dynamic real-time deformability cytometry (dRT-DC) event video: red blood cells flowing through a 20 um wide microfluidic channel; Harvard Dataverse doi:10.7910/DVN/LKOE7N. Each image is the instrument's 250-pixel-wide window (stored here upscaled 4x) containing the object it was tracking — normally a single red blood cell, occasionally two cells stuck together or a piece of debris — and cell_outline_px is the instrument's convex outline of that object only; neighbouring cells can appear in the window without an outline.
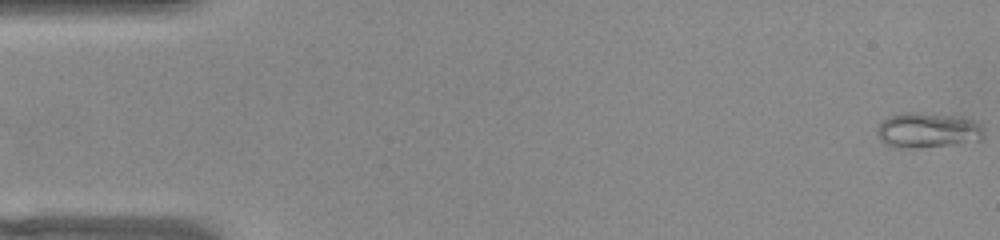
{"species": "common noctule bat (a hibernating species)", "species_latin": "Nyctalus noctula", "temperature_condition": "warm", "stored_images_in_passage": 53, "camera_frame_rate_fps": 3000, "um_per_image_px": 0.085, "animal": {"sex": "female", "body_mass_g": 22.0, "forearm_length_mm": 56.7}, "frame": {"image": 1, "passage_image": 1, "time_ms": 0.0, "image_size_px": [1000, 240], "cell_outline_px": [[984, 128], [980, 140], [952, 144], [916, 148], [892, 148], [884, 144], [880, 140], [876, 132], [876, 128], [888, 116], [900, 112], [920, 112], [960, 116], [972, 120], [980, 124]], "centroid_in_image_um": [78.79, 11.06], "position_along_channel_um": 6.2, "area_um2": 22.2}}
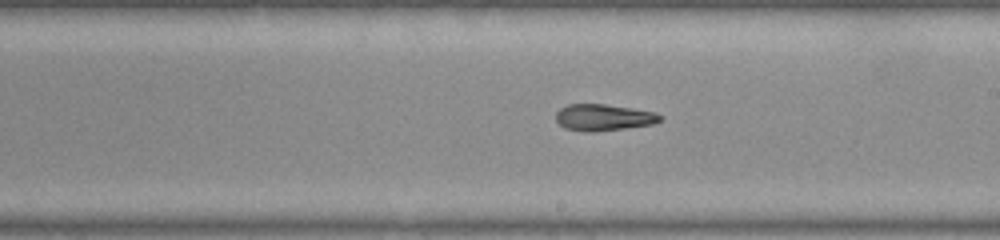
{"frame": {"image": 2, "passage_image": 30, "time_ms": 9.667, "image_size_px": [1000, 240], "cell_outline_px": [[664, 116], [660, 120], [652, 124], [624, 128], [592, 132], [584, 132], [564, 128], [556, 120], [556, 112], [560, 108], [568, 104], [604, 104], [632, 108], [656, 112]], "centroid_in_image_um": [51.29, 9.98], "position_along_channel_um": 237.7, "area_um2": 16.13}}
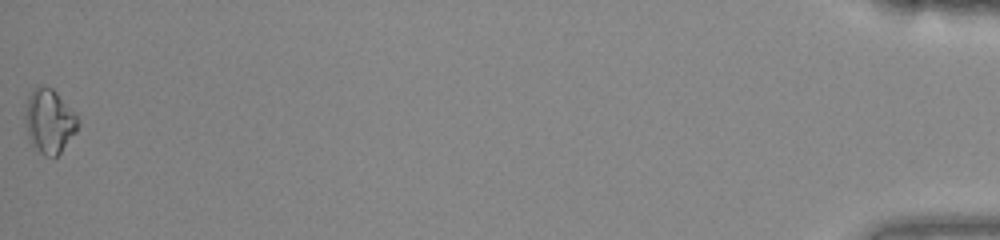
{"frame": {"image": 3, "passage_image": 53, "time_ms": 17.333, "image_size_px": [1000, 240], "cell_outline_px": [[80, 124], [76, 132], [60, 152], [52, 160], [44, 156], [32, 148], [24, 124], [24, 116], [28, 96], [32, 88], [40, 84], [52, 88], [56, 92], [80, 120]], "centroid_in_image_um": [4.15, 10.33], "position_along_channel_um": 431.0, "area_um2": 20.17}, "authors_computed_cell_mechanics": {"area_um2": 17.2244, "velocity_mm_per_s": 3.8767, "shape_relaxation_time_tau1_ms": null, "shape_relaxation_time_tau2_ms": 5.1177, "deformation_change_tau1": null, "deformation_change_tau2": 0.115}}